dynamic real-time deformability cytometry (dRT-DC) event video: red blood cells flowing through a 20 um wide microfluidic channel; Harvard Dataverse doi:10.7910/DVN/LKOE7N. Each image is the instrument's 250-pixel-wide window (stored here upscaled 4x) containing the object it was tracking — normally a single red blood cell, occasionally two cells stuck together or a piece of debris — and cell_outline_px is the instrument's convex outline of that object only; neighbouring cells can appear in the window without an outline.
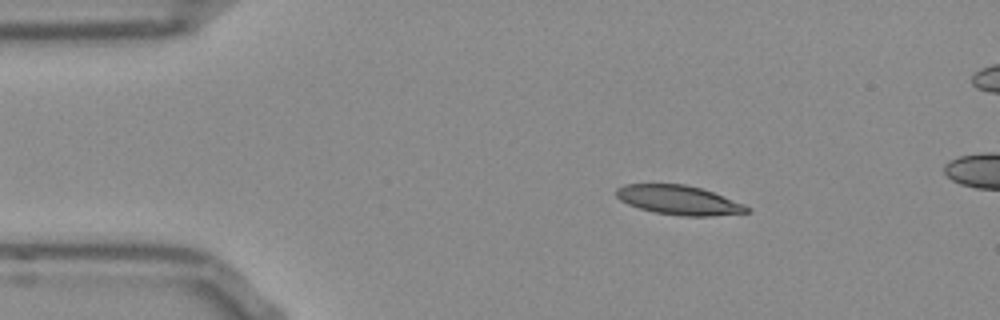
{"species": "Egyptian fruit bat (a non-hibernating species)", "species_latin": "Rousettus aegyptiacus", "temperature_condition": "room temperature", "stored_images_in_passage": 8, "camera_frame_rate_fps": 3000, "um_per_image_px": 0.085, "frame": {"image": 1, "passage_image": 1, "time_ms": 0.0, "image_size_px": [1000, 320], "cell_outline_px": [[748, 212], [712, 216], [684, 216], [656, 212], [640, 208], [628, 204], [620, 200], [616, 196], [616, 188], [624, 184], [684, 184], [700, 188], [712, 192], [744, 204], [748, 208]], "centroid_in_image_um": [57.66, 17.0], "position_along_channel_um": 27.3, "area_um2": 21.96}}